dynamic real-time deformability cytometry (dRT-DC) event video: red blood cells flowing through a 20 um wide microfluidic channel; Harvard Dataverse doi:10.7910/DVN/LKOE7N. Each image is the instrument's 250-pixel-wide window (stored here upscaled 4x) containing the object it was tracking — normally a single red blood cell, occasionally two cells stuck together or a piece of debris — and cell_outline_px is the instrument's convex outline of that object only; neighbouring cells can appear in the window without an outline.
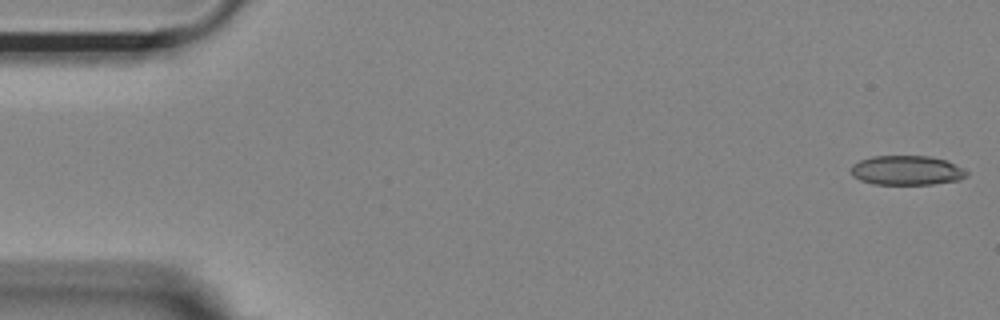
{"species": "Egyptian fruit bat (a non-hibernating species)", "species_latin": "Rousettus aegyptiacus", "temperature_condition": "room temperature", "stored_images_in_passage": 13, "camera_frame_rate_fps": 3000, "um_per_image_px": 0.085, "animal": {"sex": "female"}, "frame": {"image": 1, "passage_image": 1, "time_ms": 0.0, "image_size_px": [1000, 320], "cell_outline_px": [[968, 176], [960, 180], [932, 184], [872, 184], [860, 180], [852, 176], [852, 164], [860, 160], [872, 156], [928, 156], [948, 160], [964, 168], [968, 172]], "centroid_in_image_um": [77.11, 14.48], "position_along_channel_um": 7.9, "area_um2": 20.06}}
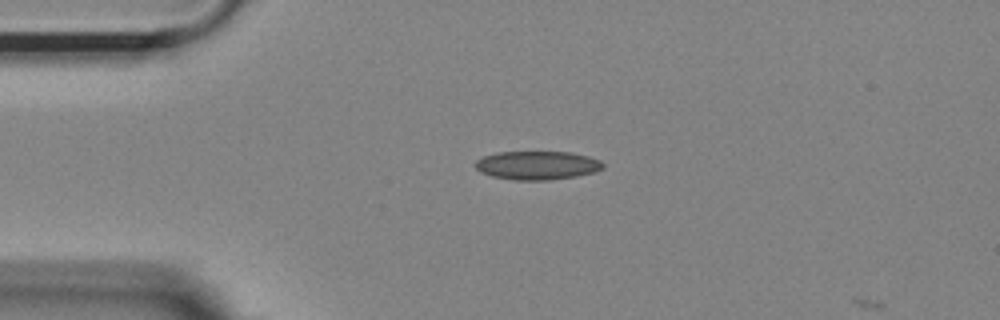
{"frame": {"image": 2, "passage_image": 12, "time_ms": 3.667, "image_size_px": [1000, 320], "cell_outline_px": [[604, 168], [596, 172], [576, 176], [548, 180], [512, 180], [492, 176], [476, 168], [476, 160], [484, 156], [496, 152], [572, 152], [588, 156], [600, 160], [604, 164]], "centroid_in_image_um": [45.71, 14.05], "position_along_channel_um": 39.3, "area_um2": 21.27}}